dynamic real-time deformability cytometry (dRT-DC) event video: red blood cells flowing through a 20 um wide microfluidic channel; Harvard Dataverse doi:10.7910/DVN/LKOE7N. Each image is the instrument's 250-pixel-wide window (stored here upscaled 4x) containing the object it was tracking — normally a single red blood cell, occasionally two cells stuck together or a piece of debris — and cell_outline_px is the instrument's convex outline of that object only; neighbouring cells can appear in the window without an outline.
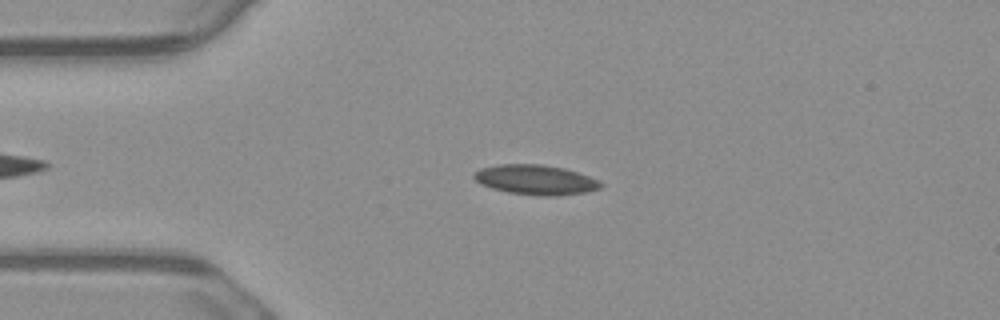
{"species": "common noctule bat (a hibernating species)", "species_latin": "Nyctalus noctula", "temperature_condition": "warm", "stored_images_in_passage": 5, "camera_frame_rate_fps": 3000, "um_per_image_px": 0.085, "animal": {"sex": "male", "body_mass_g": 23.1, "forearm_length_mm": 52.7}, "frame": {"image": 1, "passage_image": 3, "time_ms": 0.667, "image_size_px": [1000, 320], "cell_outline_px": [[604, 184], [600, 188], [588, 192], [556, 196], [540, 196], [508, 192], [492, 188], [480, 184], [472, 176], [472, 172], [480, 168], [500, 164], [540, 164], [564, 168], [600, 180]], "centroid_in_image_um": [45.52, 15.28], "position_along_channel_um": 39.5, "area_um2": 22.2}}
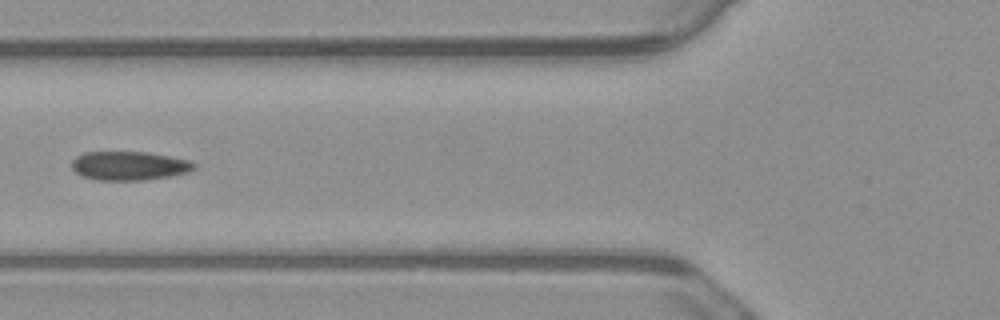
{"frame": {"image": 2, "passage_image": 5, "time_ms": 1.333, "image_size_px": [1000, 320], "cell_outline_px": [[196, 168], [188, 172], [172, 176], [148, 180], [96, 180], [84, 176], [76, 172], [72, 168], [72, 160], [76, 156], [84, 152], [148, 152], [188, 160], [196, 164]], "centroid_in_image_um": [10.99, 14.09], "position_along_channel_um": 114.8, "area_um2": 20.63}}